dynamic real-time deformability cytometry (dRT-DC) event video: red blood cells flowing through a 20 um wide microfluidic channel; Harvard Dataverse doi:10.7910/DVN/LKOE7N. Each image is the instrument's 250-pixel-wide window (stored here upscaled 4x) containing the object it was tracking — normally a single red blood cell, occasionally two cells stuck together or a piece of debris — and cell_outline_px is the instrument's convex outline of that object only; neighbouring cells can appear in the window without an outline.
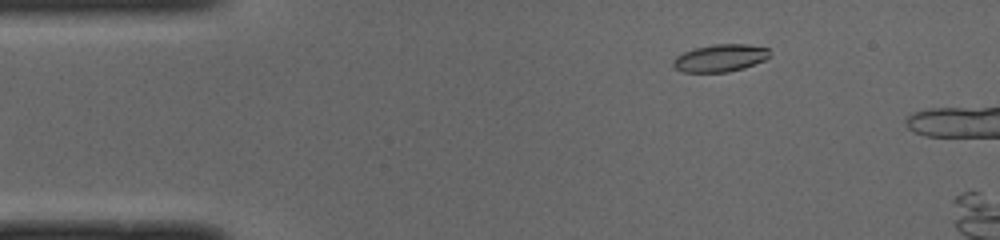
{"species": "common noctule bat (a hibernating species)", "species_latin": "Nyctalus noctula", "temperature_condition": "cold", "stored_images_in_passage": 12, "camera_frame_rate_fps": 3000, "um_per_image_px": 0.085, "animal": {"sex": "male", "body_mass_g": 19.0, "forearm_length_mm": 50.8}, "frame": {"image": 1, "passage_image": 7, "time_ms": 2.0, "image_size_px": [1000, 240], "cell_outline_px": [[772, 56], [764, 60], [744, 68], [728, 72], [684, 72], [676, 68], [672, 64], [672, 60], [676, 56], [684, 52], [696, 48], [716, 44], [748, 44], [768, 48]], "centroid_in_image_um": [61.24, 4.93], "position_along_channel_um": 23.8, "area_um2": 15.43}}